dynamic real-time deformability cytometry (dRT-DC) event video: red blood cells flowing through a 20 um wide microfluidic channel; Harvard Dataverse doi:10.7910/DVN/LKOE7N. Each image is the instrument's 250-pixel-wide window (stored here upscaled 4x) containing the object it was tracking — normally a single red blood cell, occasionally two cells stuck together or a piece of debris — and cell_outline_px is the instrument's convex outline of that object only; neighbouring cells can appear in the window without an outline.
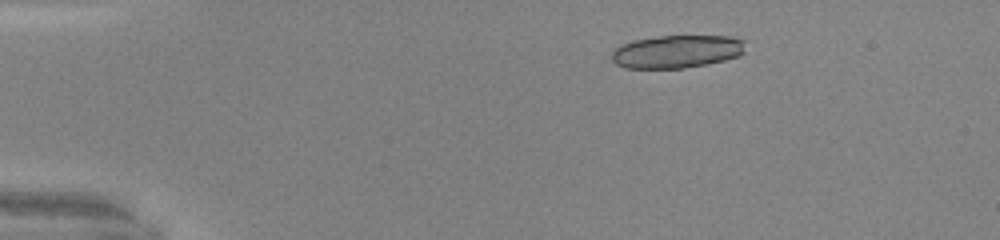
{"species": "common noctule bat (a hibernating species)", "species_latin": "Nyctalus noctula", "temperature_condition": "warm", "stored_images_in_passage": 19, "camera_frame_rate_fps": 3000, "um_per_image_px": 0.085, "animal": {"sex": "male", "body_mass_g": 20.0, "forearm_length_mm": 53.3}, "frame": {"image": 1, "passage_image": 9, "time_ms": 2.667, "image_size_px": [1000, 240], "cell_outline_px": [[744, 52], [740, 56], [724, 60], [684, 68], [624, 68], [616, 64], [612, 60], [612, 52], [620, 44], [632, 40], [660, 36], [732, 36], [744, 40]], "centroid_in_image_um": [57.52, 4.37], "position_along_channel_um": 27.5, "area_um2": 25.72}}